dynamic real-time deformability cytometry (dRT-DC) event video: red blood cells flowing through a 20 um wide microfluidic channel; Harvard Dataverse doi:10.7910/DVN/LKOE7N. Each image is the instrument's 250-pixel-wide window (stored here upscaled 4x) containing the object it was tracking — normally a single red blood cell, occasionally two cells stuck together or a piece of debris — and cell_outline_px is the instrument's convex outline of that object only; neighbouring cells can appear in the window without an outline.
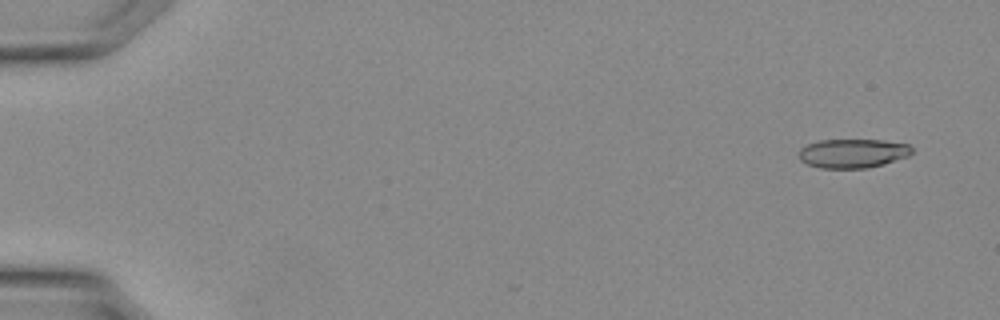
{"species": "Egyptian fruit bat (a non-hibernating species)", "species_latin": "Rousettus aegyptiacus", "temperature_condition": "warm", "stored_images_in_passage": 7, "camera_frame_rate_fps": 3000, "um_per_image_px": 0.085, "animal": {"sex": "female"}, "frame": {"image": 1, "passage_image": 1, "time_ms": 0.0, "image_size_px": [1000, 320], "cell_outline_px": [[912, 152], [908, 156], [884, 164], [868, 168], [820, 168], [808, 164], [800, 160], [800, 148], [808, 144], [820, 140], [884, 140], [908, 144], [912, 148]], "centroid_in_image_um": [72.5, 13.03], "position_along_channel_um": 12.5, "area_um2": 19.07}}